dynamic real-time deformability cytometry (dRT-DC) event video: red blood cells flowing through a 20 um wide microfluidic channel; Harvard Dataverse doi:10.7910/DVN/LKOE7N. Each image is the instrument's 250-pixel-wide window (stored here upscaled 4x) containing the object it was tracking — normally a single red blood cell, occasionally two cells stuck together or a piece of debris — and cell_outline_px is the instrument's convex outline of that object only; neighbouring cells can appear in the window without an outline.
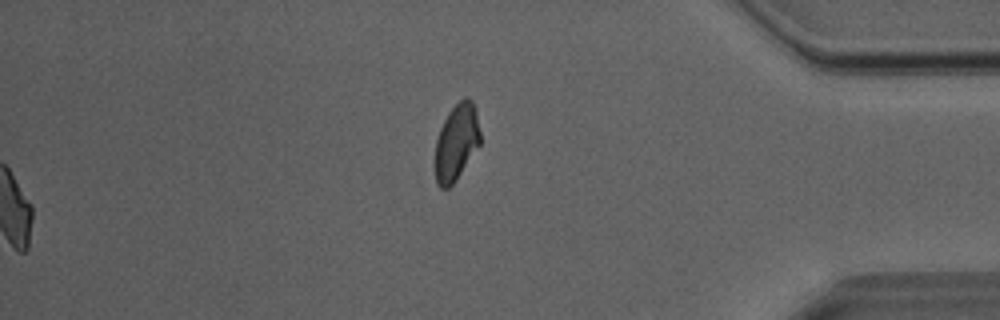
{"species": "Egyptian fruit bat (a non-hibernating species)", "species_latin": "Rousettus aegyptiacus", "temperature_condition": "room temperature", "stored_images_in_passage": 51, "segment_of_instrument_passage": [2, 2], "camera_frame_rate_fps": 3000, "um_per_image_px": 0.085, "animal": {"sex": "male"}, "frame": {"image": 1, "passage_image": 51, "time_ms": 16.667, "image_size_px": [1000, 320], "cell_outline_px": [[480, 144], [456, 180], [448, 188], [440, 188], [436, 184], [436, 140], [440, 128], [448, 112], [464, 96], [472, 100], [476, 112], [480, 132]], "centroid_in_image_um": [38.8, 12.08], "position_along_channel_um": 396.4, "area_um2": 19.88}}